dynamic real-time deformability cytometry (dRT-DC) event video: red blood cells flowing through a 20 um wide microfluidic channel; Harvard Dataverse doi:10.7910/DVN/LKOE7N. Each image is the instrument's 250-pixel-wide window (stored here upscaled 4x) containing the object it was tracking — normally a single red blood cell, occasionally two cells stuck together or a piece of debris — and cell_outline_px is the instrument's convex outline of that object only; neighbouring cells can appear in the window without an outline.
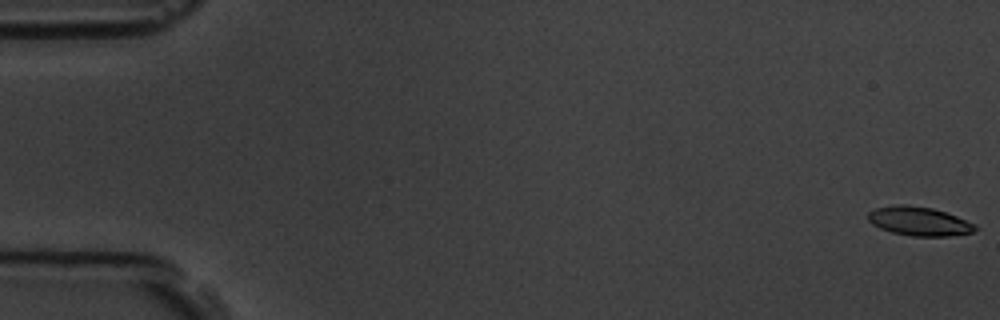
{"species": "common noctule bat (a hibernating species)", "species_latin": "Nyctalus noctula", "temperature_condition": "room temperature", "stored_images_in_passage": 2, "camera_frame_rate_fps": 3000, "um_per_image_px": 0.085, "animal": {"sex": "male", "body_mass_g": 19.5, "forearm_length_mm": 54.6}, "frame": {"image": 1, "passage_image": 1, "time_ms": 0.0, "image_size_px": [1000, 320], "cell_outline_px": [[976, 228], [972, 232], [948, 236], [912, 236], [892, 232], [880, 228], [872, 224], [868, 220], [868, 212], [876, 208], [896, 204], [908, 204], [932, 208], [956, 216], [976, 224]], "centroid_in_image_um": [78.09, 18.79], "position_along_channel_um": 6.9, "area_um2": 17.98}}